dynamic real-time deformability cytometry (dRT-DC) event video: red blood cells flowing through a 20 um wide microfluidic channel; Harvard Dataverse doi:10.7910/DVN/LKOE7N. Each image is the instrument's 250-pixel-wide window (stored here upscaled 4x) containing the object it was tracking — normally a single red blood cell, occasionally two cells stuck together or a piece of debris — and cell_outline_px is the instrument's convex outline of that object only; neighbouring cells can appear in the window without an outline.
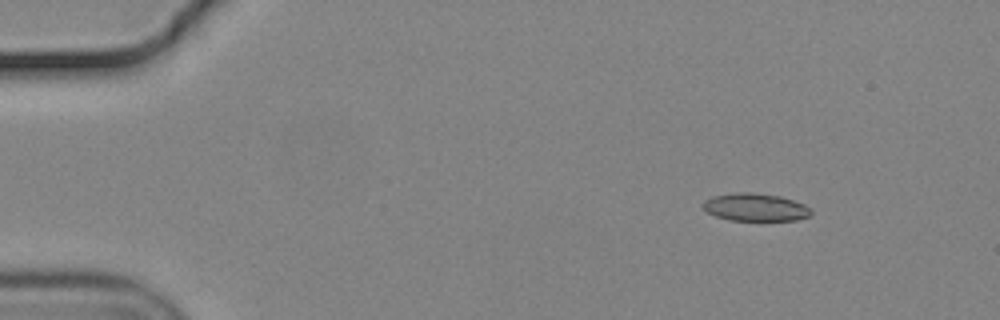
{"species": "common noctule bat (a hibernating species)", "species_latin": "Nyctalus noctula", "temperature_condition": "cold", "stored_images_in_passage": 51, "camera_frame_rate_fps": 3000, "um_per_image_px": 0.085, "animal": {"sex": "male", "body_mass_g": 19.2, "forearm_length_mm": 51.8}, "frame": {"image": 1, "passage_image": 2, "time_ms": 0.333, "image_size_px": [1000, 320], "cell_outline_px": [[812, 216], [796, 220], [728, 220], [716, 216], [708, 212], [700, 204], [704, 200], [712, 196], [736, 192], [756, 192], [780, 196], [804, 204], [812, 208]], "centroid_in_image_um": [64.22, 17.61], "position_along_channel_um": 20.8, "area_um2": 17.69}}
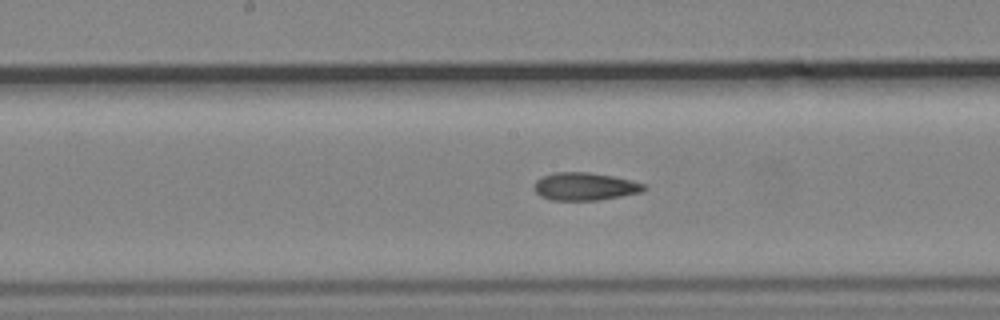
{"frame": {"image": 2, "passage_image": 24, "time_ms": 7.667, "image_size_px": [1000, 320], "cell_outline_px": [[648, 188], [640, 192], [600, 200], [552, 200], [540, 196], [532, 188], [532, 184], [536, 180], [544, 176], [556, 172], [588, 172], [612, 176], [632, 180], [648, 184]], "centroid_in_image_um": [49.72, 15.85], "position_along_channel_um": 198.5, "area_um2": 17.92}}
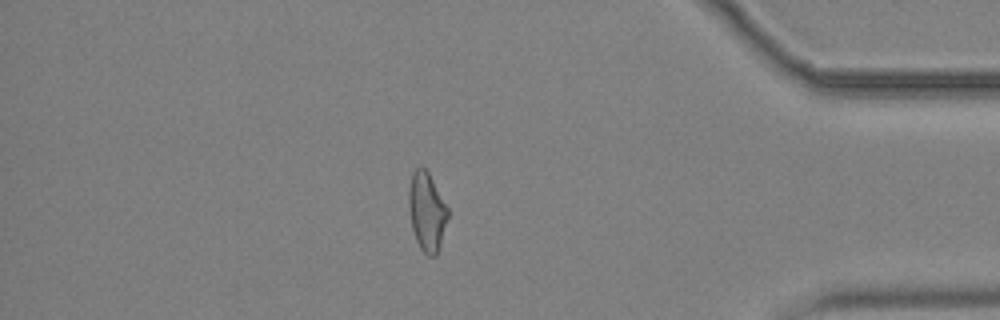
{"frame": {"image": 3, "passage_image": 43, "time_ms": 14.0, "image_size_px": [1000, 320], "cell_outline_px": [[448, 216], [440, 244], [436, 256], [428, 256], [420, 248], [416, 240], [412, 228], [408, 208], [408, 188], [412, 172], [420, 164], [428, 172], [448, 208]], "centroid_in_image_um": [36.25, 17.96], "position_along_channel_um": 398.9, "area_um2": 17.92}, "authors_computed_cell_mechanics": {"area_um2": 18.207, "velocity_mm_per_s": 3.7051, "shape_relaxation_time_tau1_ms": null, "shape_relaxation_time_tau2_ms": 5.7879, "deformation_change_tau1": null, "deformation_change_tau2": 0.1592}}